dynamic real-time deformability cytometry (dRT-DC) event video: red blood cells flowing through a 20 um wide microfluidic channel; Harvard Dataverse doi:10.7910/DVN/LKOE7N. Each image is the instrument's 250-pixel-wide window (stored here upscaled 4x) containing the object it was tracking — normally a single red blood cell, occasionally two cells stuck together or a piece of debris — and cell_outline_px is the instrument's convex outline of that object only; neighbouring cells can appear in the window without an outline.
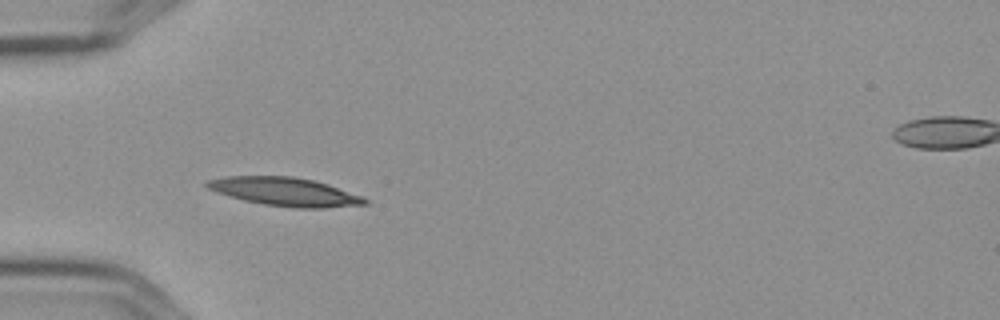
{"species": "Egyptian fruit bat (a non-hibernating species)", "species_latin": "Rousettus aegyptiacus", "temperature_condition": "cold", "stored_images_in_passage": 3, "camera_frame_rate_fps": 3000, "um_per_image_px": 0.085, "frame": {"image": 1, "passage_image": 1, "time_ms": 0.0, "image_size_px": [1000, 320], "cell_outline_px": [[368, 204], [324, 208], [292, 208], [264, 204], [244, 200], [216, 192], [208, 188], [204, 184], [208, 180], [228, 176], [292, 176], [312, 180], [328, 184], [360, 196], [368, 200]], "centroid_in_image_um": [24.21, 16.3], "position_along_channel_um": 60.8, "area_um2": 25.95}}
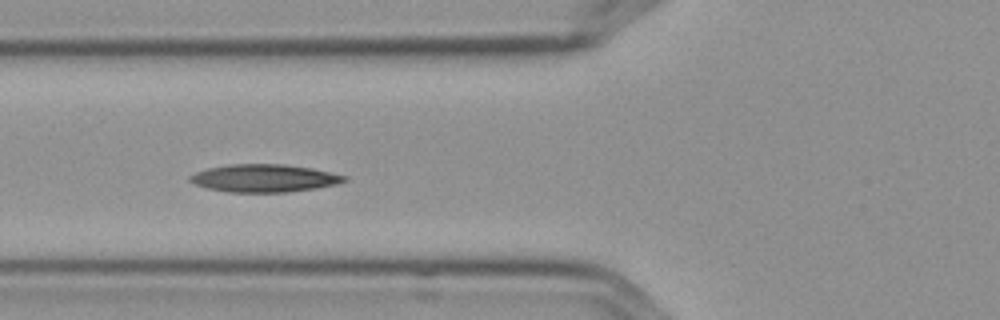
{"frame": {"image": 2, "passage_image": 2, "time_ms": 0.333, "image_size_px": [1000, 320], "cell_outline_px": [[348, 180], [336, 184], [316, 188], [288, 192], [228, 192], [204, 188], [188, 180], [188, 176], [196, 172], [208, 168], [232, 164], [284, 164], [312, 168], [348, 176]], "centroid_in_image_um": [22.45, 15.15], "position_along_channel_um": 103.3, "area_um2": 25.03}}
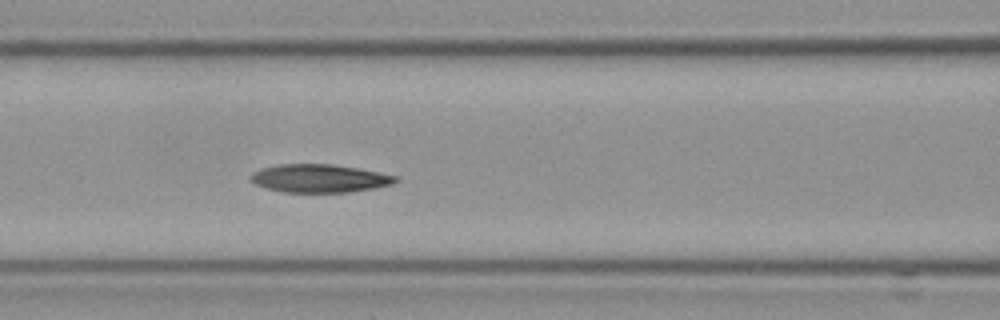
{"frame": {"image": 3, "passage_image": 3, "time_ms": 0.667, "image_size_px": [1000, 320], "cell_outline_px": [[400, 180], [392, 184], [376, 188], [348, 192], [280, 192], [256, 184], [248, 176], [252, 172], [260, 168], [280, 164], [332, 164], [356, 168], [396, 176]], "centroid_in_image_um": [27.13, 15.16], "position_along_channel_um": 139.5, "area_um2": 23.7}}